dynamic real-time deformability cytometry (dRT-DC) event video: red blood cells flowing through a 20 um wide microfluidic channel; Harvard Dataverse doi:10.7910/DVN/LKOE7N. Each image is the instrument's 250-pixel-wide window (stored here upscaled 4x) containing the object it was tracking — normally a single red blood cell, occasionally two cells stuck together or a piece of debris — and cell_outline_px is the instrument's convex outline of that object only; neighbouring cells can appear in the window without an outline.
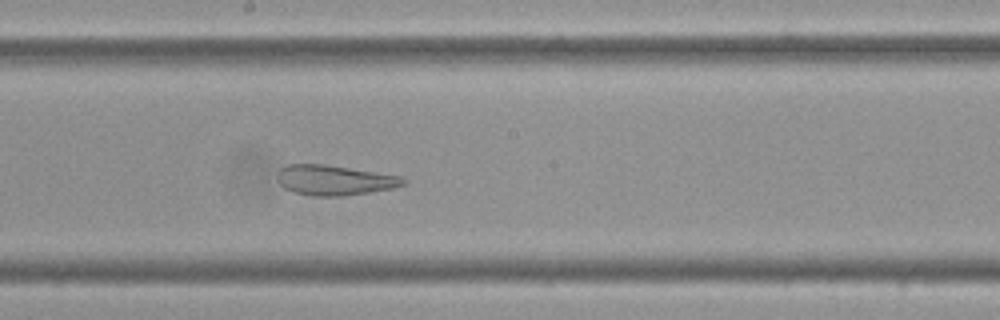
{"species": "Egyptian fruit bat (a non-hibernating species)", "species_latin": "Rousettus aegyptiacus", "temperature_condition": "cold", "stored_images_in_passage": 55, "camera_frame_rate_fps": 3000, "um_per_image_px": 0.085, "frame": {"image": 1, "passage_image": 28, "time_ms": 9.0, "image_size_px": [1000, 320], "cell_outline_px": [[404, 184], [392, 188], [368, 192], [340, 196], [308, 196], [292, 192], [284, 188], [280, 184], [276, 176], [280, 168], [288, 164], [324, 164], [400, 176], [404, 180]], "centroid_in_image_um": [28.33, 15.32], "position_along_channel_um": 219.9, "area_um2": 21.91}}
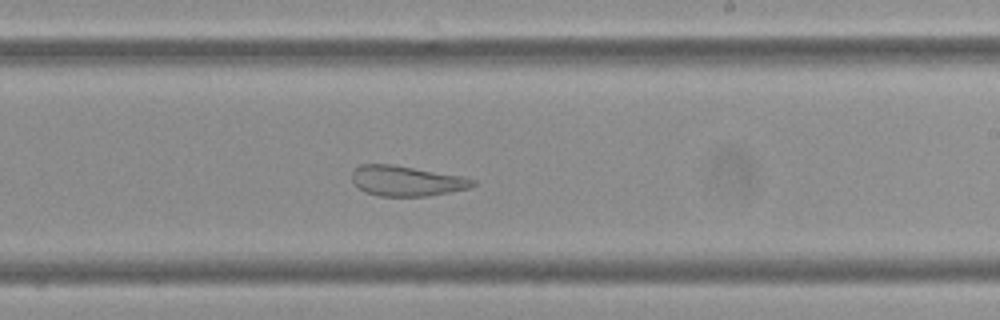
{"frame": {"image": 2, "passage_image": 31, "time_ms": 10.0, "image_size_px": [1000, 320], "cell_outline_px": [[476, 184], [472, 188], [428, 196], [380, 196], [364, 192], [352, 180], [352, 172], [360, 164], [392, 164], [460, 176], [476, 180]], "centroid_in_image_um": [34.57, 15.38], "position_along_channel_um": 254.4, "area_um2": 21.21}}
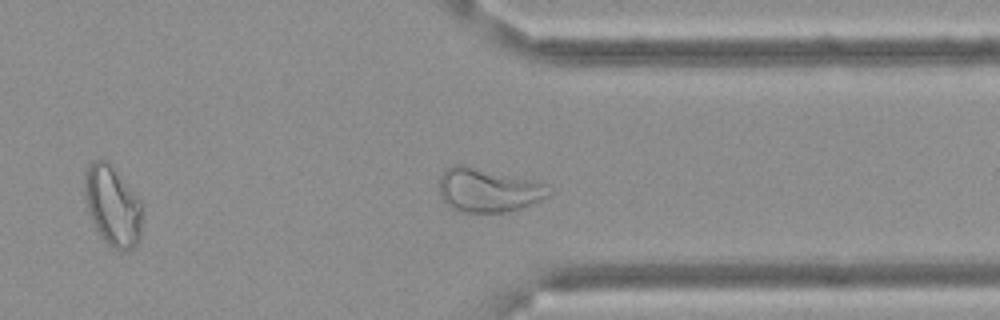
{"frame": {"image": 3, "passage_image": 41, "time_ms": 13.333, "image_size_px": [1000, 320], "cell_outline_px": [[552, 192], [548, 196], [532, 204], [508, 212], [464, 212], [448, 204], [440, 196], [440, 176], [452, 164], [464, 164], [536, 180], [552, 188]], "centroid_in_image_um": [41.54, 16.13], "position_along_channel_um": 369.9, "area_um2": 28.09}}